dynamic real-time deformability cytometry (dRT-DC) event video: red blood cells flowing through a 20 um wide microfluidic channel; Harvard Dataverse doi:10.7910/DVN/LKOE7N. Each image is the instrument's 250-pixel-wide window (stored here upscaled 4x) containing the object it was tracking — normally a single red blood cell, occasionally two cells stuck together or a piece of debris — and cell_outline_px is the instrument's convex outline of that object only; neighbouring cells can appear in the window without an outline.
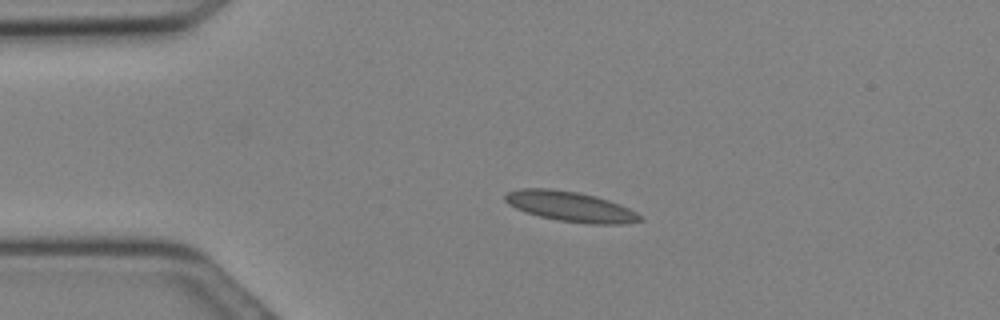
{"species": "Egyptian fruit bat (a non-hibernating species)", "species_latin": "Rousettus aegyptiacus", "temperature_condition": "cold", "stored_images_in_passage": 30, "camera_frame_rate_fps": 3000, "um_per_image_px": 0.085, "animal": {"sex": "female"}, "frame": {"image": 1, "passage_image": 6, "time_ms": 1.667, "image_size_px": [1000, 320], "cell_outline_px": [[644, 220], [628, 224], [592, 224], [560, 220], [540, 216], [516, 208], [508, 204], [504, 200], [504, 192], [520, 188], [552, 188], [576, 192], [596, 196], [620, 204], [636, 212]], "centroid_in_image_um": [48.48, 17.54], "position_along_channel_um": 36.5, "area_um2": 23.64}}
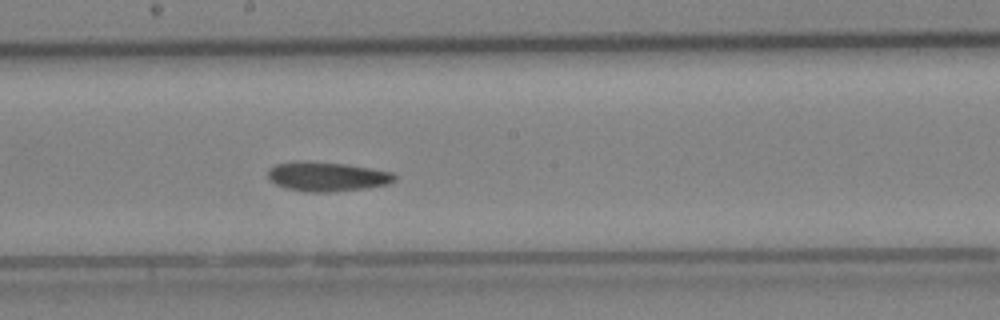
{"frame": {"image": 2, "passage_image": 16, "time_ms": 5.0, "image_size_px": [1000, 320], "cell_outline_px": [[396, 180], [388, 184], [364, 188], [328, 192], [308, 192], [288, 188], [276, 184], [268, 176], [268, 168], [276, 164], [296, 160], [308, 160], [348, 164], [372, 168], [392, 172], [396, 176]], "centroid_in_image_um": [27.8, 14.98], "position_along_channel_um": 220.4, "area_um2": 21.85}}
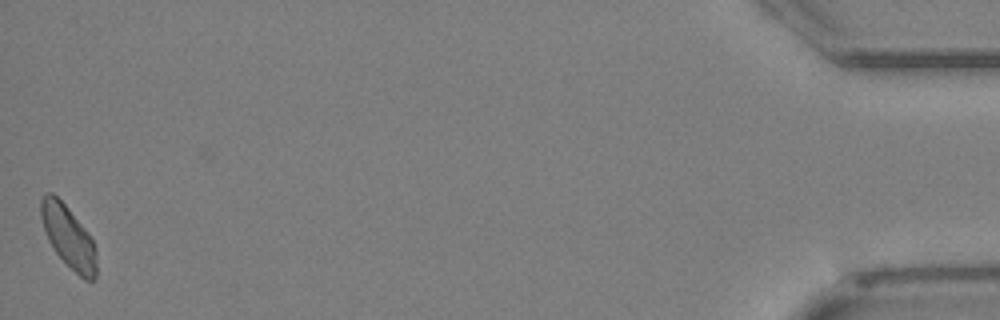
{"frame": {"image": 3, "passage_image": 30, "time_ms": 9.667, "image_size_px": [1000, 320], "cell_outline_px": [[96, 280], [84, 280], [56, 252], [48, 240], [40, 216], [40, 200], [44, 192], [52, 192], [68, 208], [88, 232], [96, 248]], "centroid_in_image_um": [5.81, 20.1], "position_along_channel_um": 429.4, "area_um2": 19.94}}